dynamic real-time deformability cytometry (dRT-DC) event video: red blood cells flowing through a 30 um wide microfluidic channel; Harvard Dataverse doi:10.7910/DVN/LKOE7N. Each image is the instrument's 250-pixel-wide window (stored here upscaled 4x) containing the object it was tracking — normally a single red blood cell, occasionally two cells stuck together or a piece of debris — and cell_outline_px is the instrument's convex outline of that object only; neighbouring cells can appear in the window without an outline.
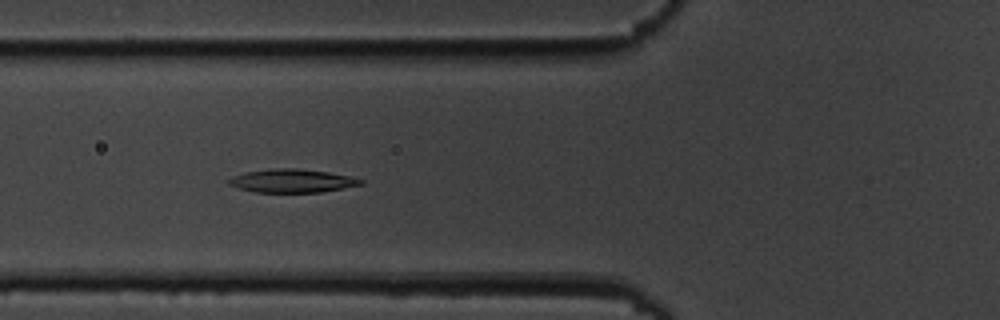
{"species": "common noctule bat (a hibernating species)", "species_latin": "Nyctalus noctula", "temperature_condition": "cold", "stored_images_in_passage": 7, "camera_frame_rate_fps": 3000, "um_per_image_px": 0.085, "animal": {"sex": "male", "body_mass_g": 19.5, "forearm_length_mm": 54.6}, "frame": {"image": 1, "passage_image": 6, "time_ms": 6.667, "image_size_px": [1000, 320], "cell_outline_px": [[364, 184], [344, 188], [320, 192], [256, 192], [240, 188], [228, 184], [228, 180], [232, 176], [244, 172], [272, 168], [300, 168], [328, 172], [348, 176], [364, 180]], "centroid_in_image_um": [24.83, 15.36], "position_along_channel_um": 101.0, "area_um2": 17.98}}
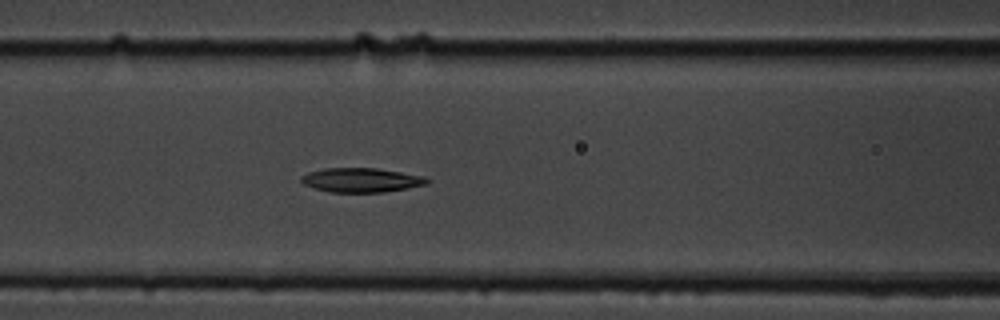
{"frame": {"image": 2, "passage_image": 7, "time_ms": 7.667, "image_size_px": [1000, 320], "cell_outline_px": [[428, 184], [408, 188], [384, 192], [328, 192], [304, 184], [300, 180], [300, 176], [308, 172], [324, 168], [376, 168], [424, 176], [428, 180]], "centroid_in_image_um": [30.69, 15.3], "position_along_channel_um": 135.9, "area_um2": 17.74}}